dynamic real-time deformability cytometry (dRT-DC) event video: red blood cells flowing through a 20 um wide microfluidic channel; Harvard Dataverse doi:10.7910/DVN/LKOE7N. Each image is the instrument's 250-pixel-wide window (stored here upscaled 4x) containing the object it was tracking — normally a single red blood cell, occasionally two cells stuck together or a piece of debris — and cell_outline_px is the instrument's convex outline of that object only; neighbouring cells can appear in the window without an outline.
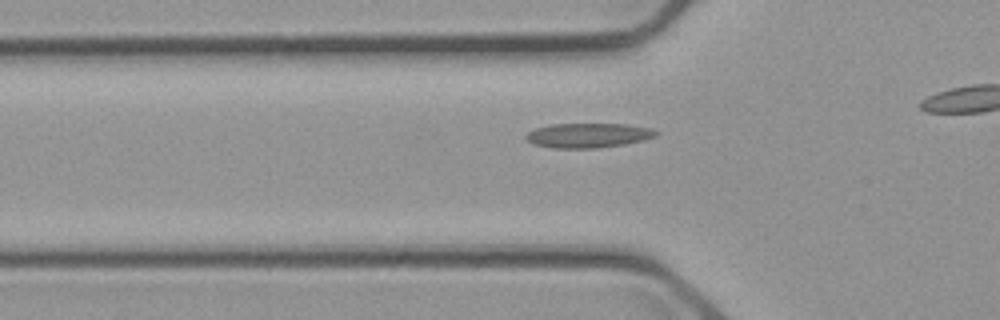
{"species": "common noctule bat (a hibernating species)", "species_latin": "Nyctalus noctula", "temperature_condition": "cold", "stored_images_in_passage": 36, "camera_frame_rate_fps": 3000, "um_per_image_px": 0.085, "animal": {"sex": "male", "body_mass_g": 23.1, "forearm_length_mm": 52.7}, "frame": {"image": 1, "passage_image": 10, "time_ms": 3.0, "image_size_px": [1000, 320], "cell_outline_px": [[660, 132], [656, 136], [644, 140], [624, 144], [596, 148], [552, 148], [532, 144], [524, 136], [528, 132], [536, 128], [552, 124], [628, 124], [652, 128]], "centroid_in_image_um": [50.01, 11.5], "position_along_channel_um": 75.8, "area_um2": 18.73}}
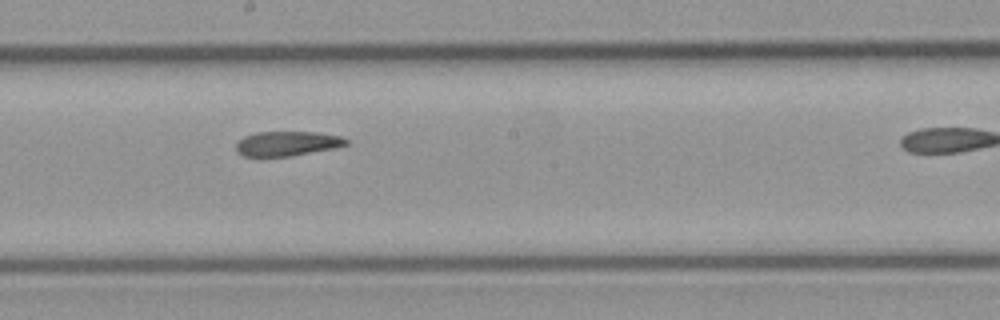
{"frame": {"image": 2, "passage_image": 22, "time_ms": 7.0, "image_size_px": [1000, 320], "cell_outline_px": [[348, 144], [332, 148], [288, 156], [244, 156], [236, 152], [236, 144], [244, 136], [256, 132], [316, 132], [340, 136], [348, 140]], "centroid_in_image_um": [24.37, 12.19], "position_along_channel_um": 223.8, "area_um2": 15.55}}
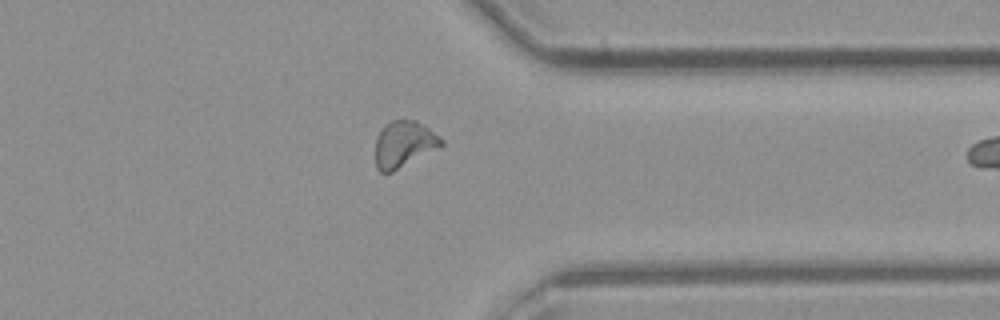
{"frame": {"image": 3, "passage_image": 35, "time_ms": 11.333, "image_size_px": [1000, 320], "cell_outline_px": [[444, 144], [440, 148], [392, 172], [380, 172], [376, 168], [376, 136], [392, 120], [416, 120], [424, 124], [440, 136], [444, 140]], "centroid_in_image_um": [34.38, 12.26], "position_along_channel_um": 377.0, "area_um2": 17.86}}